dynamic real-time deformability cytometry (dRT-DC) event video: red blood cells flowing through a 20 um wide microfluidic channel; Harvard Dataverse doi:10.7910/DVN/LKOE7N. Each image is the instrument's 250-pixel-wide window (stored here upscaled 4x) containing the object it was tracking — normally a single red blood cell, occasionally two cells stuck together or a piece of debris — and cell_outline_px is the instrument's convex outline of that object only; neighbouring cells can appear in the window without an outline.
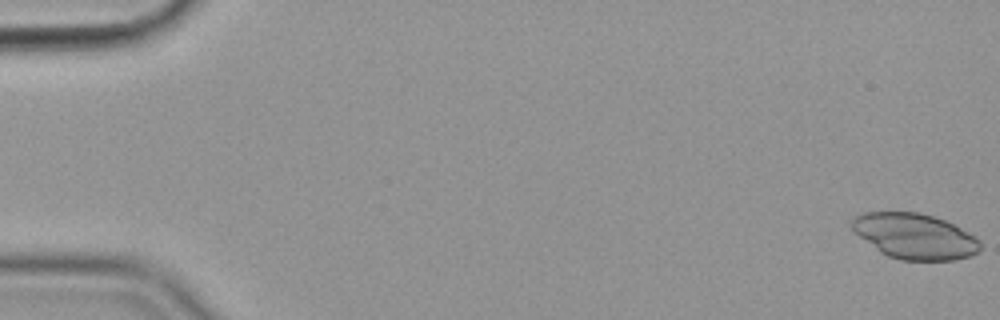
{"species": "common noctule bat (a hibernating species)", "species_latin": "Nyctalus noctula", "temperature_condition": "cold", "stored_images_in_passage": 56, "camera_frame_rate_fps": 3000, "um_per_image_px": 0.085, "animal": {"sex": "female", "body_mass_g": 19.9}, "frame": {"image": 1, "passage_image": 1, "time_ms": 0.0, "image_size_px": [1000, 320], "cell_outline_px": [[980, 248], [972, 256], [956, 260], [900, 260], [888, 256], [880, 252], [860, 236], [852, 228], [852, 220], [860, 212], [920, 212], [944, 220], [976, 236], [980, 240]], "centroid_in_image_um": [77.77, 20.08], "position_along_channel_um": 7.2, "area_um2": 33.87}}